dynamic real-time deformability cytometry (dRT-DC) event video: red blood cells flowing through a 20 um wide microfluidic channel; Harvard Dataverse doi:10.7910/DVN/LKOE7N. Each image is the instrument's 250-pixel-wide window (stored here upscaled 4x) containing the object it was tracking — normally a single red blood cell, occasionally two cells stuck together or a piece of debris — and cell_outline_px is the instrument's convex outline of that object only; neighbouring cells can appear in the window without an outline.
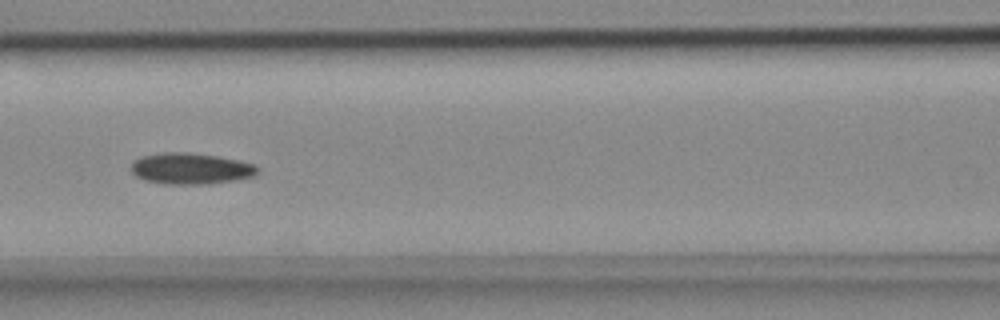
{"species": "common noctule bat (a hibernating species)", "species_latin": "Nyctalus noctula", "temperature_condition": "cold", "stored_images_in_passage": 5, "camera_frame_rate_fps": 3000, "um_per_image_px": 0.085, "animal": {"sex": "female", "body_mass_g": 18.4}, "frame": {"image": 1, "passage_image": 5, "time_ms": 1.333, "image_size_px": [1000, 320], "cell_outline_px": [[256, 172], [252, 176], [232, 180], [208, 184], [164, 184], [144, 180], [136, 176], [132, 172], [132, 160], [140, 156], [164, 152], [188, 152], [216, 156], [240, 160], [252, 164], [256, 168]], "centroid_in_image_um": [16.13, 14.32], "position_along_channel_um": 150.5, "area_um2": 22.83}}